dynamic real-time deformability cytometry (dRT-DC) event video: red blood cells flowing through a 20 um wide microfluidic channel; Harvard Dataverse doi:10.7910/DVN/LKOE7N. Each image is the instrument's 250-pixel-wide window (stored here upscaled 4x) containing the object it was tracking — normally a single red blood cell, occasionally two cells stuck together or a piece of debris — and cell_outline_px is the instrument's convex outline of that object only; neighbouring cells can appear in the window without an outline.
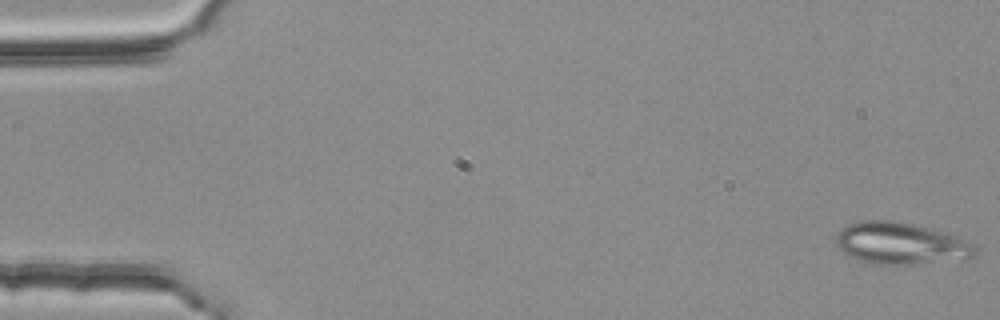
{"species": "common noctule bat (a hibernating species)", "species_latin": "Nyctalus noctula", "temperature_condition": "room temperature", "stored_images_in_passage": 5, "camera_frame_rate_fps": 3000, "um_per_image_px": 0.085, "animal": {"sex": "female", "body_mass_g": 25.1}, "frame": {"image": 1, "passage_image": 1, "time_ms": 0.0, "image_size_px": [1000, 320], "cell_outline_px": [[980, 252], [976, 256], [964, 260], [912, 264], [872, 264], [848, 256], [836, 244], [836, 236], [840, 228], [848, 224], [864, 220], [892, 220], [912, 224], [928, 228], [956, 236], [968, 240], [976, 244], [980, 248]], "centroid_in_image_um": [76.64, 20.7], "position_along_channel_um": 8.4, "area_um2": 34.39}}